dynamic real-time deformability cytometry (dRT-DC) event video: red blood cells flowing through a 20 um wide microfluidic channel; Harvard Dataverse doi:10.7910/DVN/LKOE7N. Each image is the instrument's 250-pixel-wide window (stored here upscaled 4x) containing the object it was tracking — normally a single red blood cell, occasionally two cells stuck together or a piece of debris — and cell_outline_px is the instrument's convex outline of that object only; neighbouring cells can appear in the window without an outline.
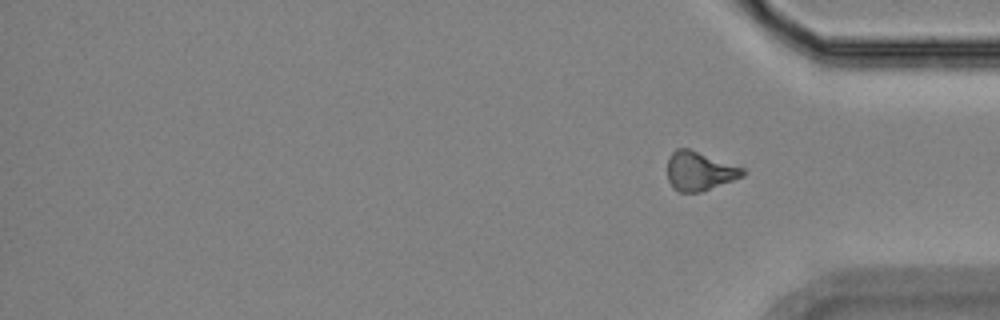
{"species": "Egyptian fruit bat (a non-hibernating species)", "species_latin": "Rousettus aegyptiacus", "temperature_condition": "room temperature", "stored_images_in_passage": 16, "segment_of_instrument_passage": [2, 2], "camera_frame_rate_fps": 3000, "um_per_image_px": 0.085, "animal": {"sex": "female"}, "frame": {"image": 1, "passage_image": 16, "time_ms": 19.0, "image_size_px": [1000, 320], "cell_outline_px": [[744, 176], [700, 192], [680, 192], [672, 188], [668, 180], [668, 160], [672, 152], [676, 148], [688, 148], [744, 168]], "centroid_in_image_um": [59.43, 14.54], "position_along_channel_um": 375.8, "area_um2": 16.94}}